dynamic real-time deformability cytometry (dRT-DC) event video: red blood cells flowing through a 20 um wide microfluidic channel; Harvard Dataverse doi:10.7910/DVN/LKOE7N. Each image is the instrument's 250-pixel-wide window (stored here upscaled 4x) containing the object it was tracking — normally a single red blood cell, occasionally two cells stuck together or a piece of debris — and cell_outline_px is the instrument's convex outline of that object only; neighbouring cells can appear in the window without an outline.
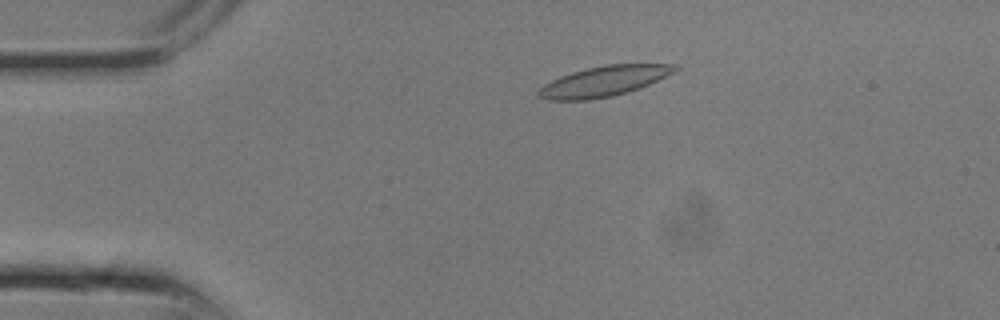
{"species": "common noctule bat (a hibernating species)", "species_latin": "Nyctalus noctula", "temperature_condition": "room temperature", "stored_images_in_passage": 23, "camera_frame_rate_fps": 3000, "um_per_image_px": 0.085, "animal": {"sex": "male", "body_mass_g": 13.3}, "frame": {"image": 1, "passage_image": 4, "time_ms": 1.0, "image_size_px": [1000, 320], "cell_outline_px": [[680, 68], [648, 84], [612, 96], [584, 100], [548, 100], [536, 96], [536, 92], [544, 84], [560, 76], [572, 72], [604, 64], [676, 64]], "centroid_in_image_um": [51.26, 6.9], "position_along_channel_um": 33.7, "area_um2": 23.64}}
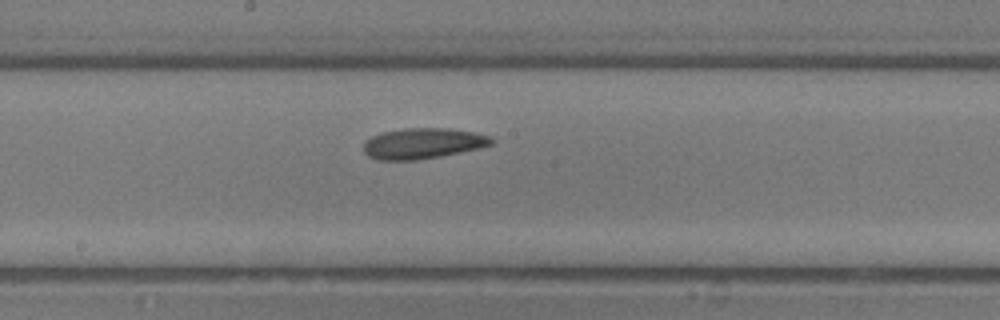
{"frame": {"image": 2, "passage_image": 12, "time_ms": 3.667, "image_size_px": [1000, 320], "cell_outline_px": [[492, 144], [480, 148], [440, 156], [416, 160], [380, 160], [368, 156], [364, 152], [364, 144], [372, 136], [384, 132], [404, 128], [448, 128], [472, 132], [488, 136], [492, 140]], "centroid_in_image_um": [35.92, 12.19], "position_along_channel_um": 212.3, "area_um2": 22.54}}
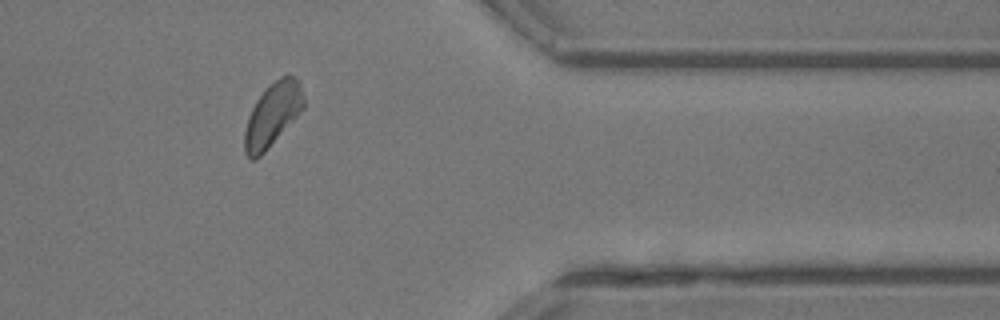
{"frame": {"image": 3, "passage_image": 19, "time_ms": 6.0, "image_size_px": [1000, 320], "cell_outline_px": [[304, 108], [264, 152], [256, 160], [252, 160], [244, 152], [244, 132], [248, 116], [256, 100], [264, 88], [268, 84], [280, 76], [292, 76], [300, 80], [304, 96]], "centroid_in_image_um": [23.16, 9.71], "position_along_channel_um": 388.2, "area_um2": 21.91}}